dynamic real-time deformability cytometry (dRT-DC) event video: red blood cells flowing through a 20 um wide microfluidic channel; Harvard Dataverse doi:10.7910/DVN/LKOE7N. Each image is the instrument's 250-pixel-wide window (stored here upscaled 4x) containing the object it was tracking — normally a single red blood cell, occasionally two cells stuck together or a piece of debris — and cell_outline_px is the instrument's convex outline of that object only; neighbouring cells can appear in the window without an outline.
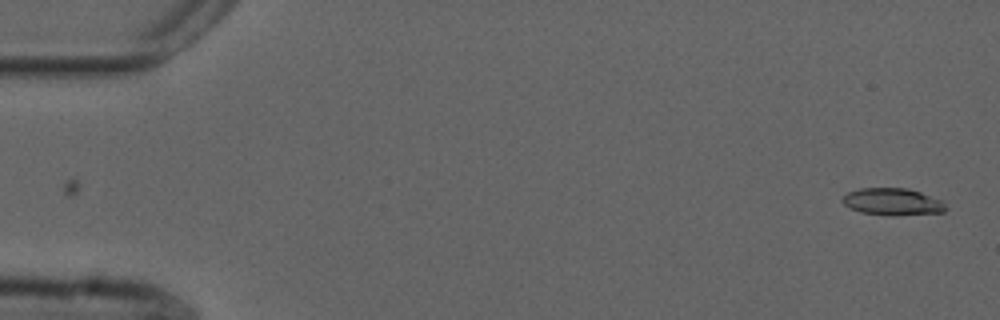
{"species": "common noctule bat (a hibernating species)", "species_latin": "Nyctalus noctula", "temperature_condition": "cold", "stored_images_in_passage": 38, "camera_frame_rate_fps": 3000, "um_per_image_px": 0.085, "animal": {"sex": "male", "forearm_length_mm": 52.5}, "frame": {"image": 1, "passage_image": 1, "time_ms": 0.0, "image_size_px": [1000, 320], "cell_outline_px": [[948, 208], [944, 212], [860, 212], [844, 204], [840, 200], [848, 192], [860, 188], [908, 188], [920, 192], [940, 200]], "centroid_in_image_um": [75.82, 17.07], "position_along_channel_um": 9.2, "area_um2": 15.03}}
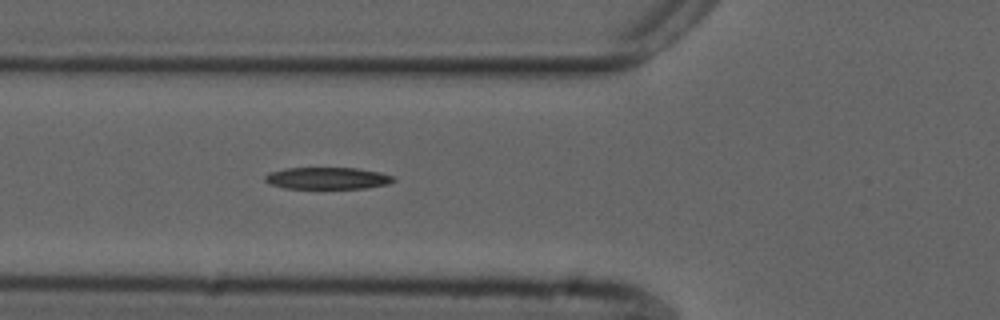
{"frame": {"image": 2, "passage_image": 19, "time_ms": 6.0, "image_size_px": [1000, 320], "cell_outline_px": [[396, 180], [388, 184], [364, 188], [284, 188], [268, 184], [264, 180], [264, 176], [268, 172], [288, 168], [356, 168], [380, 172], [396, 176]], "centroid_in_image_um": [27.83, 15.14], "position_along_channel_um": 98.0, "area_um2": 16.47}}
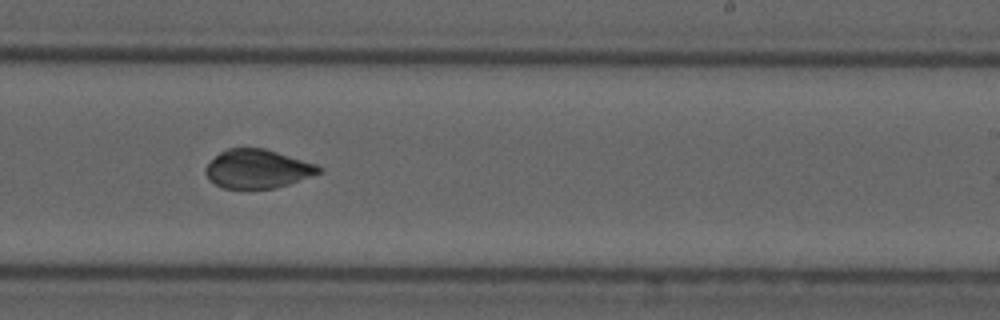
{"frame": {"image": 3, "passage_image": 32, "time_ms": 10.333, "image_size_px": [1000, 320], "cell_outline_px": [[324, 172], [276, 188], [224, 188], [208, 180], [204, 172], [204, 168], [220, 152], [228, 148], [264, 148], [316, 164], [324, 168]], "centroid_in_image_um": [21.9, 14.35], "position_along_channel_um": 267.1, "area_um2": 25.55}}